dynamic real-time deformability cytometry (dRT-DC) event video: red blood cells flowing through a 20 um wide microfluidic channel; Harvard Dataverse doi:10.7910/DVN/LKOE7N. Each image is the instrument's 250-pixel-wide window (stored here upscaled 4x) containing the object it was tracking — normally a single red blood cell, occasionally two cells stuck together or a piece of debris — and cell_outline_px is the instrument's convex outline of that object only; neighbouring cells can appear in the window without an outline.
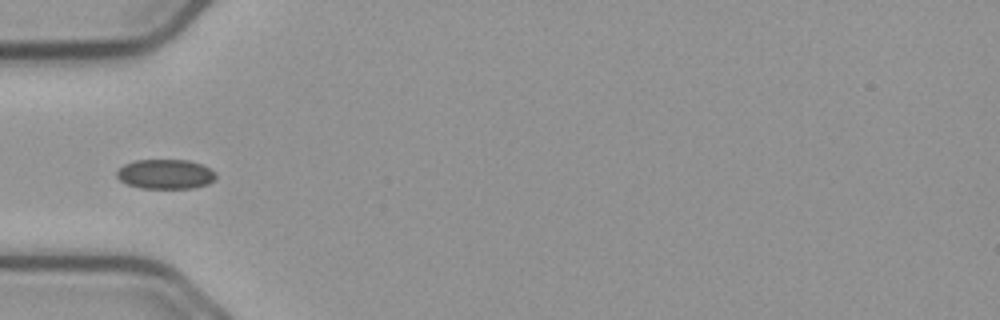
{"species": "common noctule bat (a hibernating species)", "species_latin": "Nyctalus noctula", "temperature_condition": "cold", "stored_images_in_passage": 33, "camera_frame_rate_fps": 3000, "um_per_image_px": 0.085, "animal": {"sex": "male", "body_mass_g": 23.1, "forearm_length_mm": 52.7}, "frame": {"image": 1, "passage_image": 1, "time_ms": 0.0, "image_size_px": [1000, 320], "cell_outline_px": [[216, 180], [208, 184], [192, 188], [140, 188], [128, 184], [120, 180], [116, 176], [116, 172], [124, 164], [136, 160], [188, 160], [200, 164], [216, 172]], "centroid_in_image_um": [14.07, 14.8], "position_along_channel_um": 70.9, "area_um2": 17.11}}
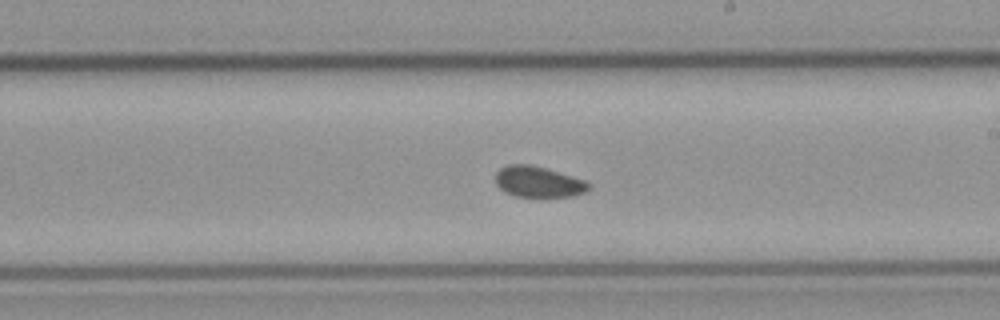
{"frame": {"image": 2, "passage_image": 15, "time_ms": 4.667, "image_size_px": [1000, 320], "cell_outline_px": [[592, 184], [584, 192], [572, 196], [544, 200], [516, 196], [504, 192], [496, 184], [496, 172], [500, 168], [508, 164], [532, 164], [572, 176], [584, 180]], "centroid_in_image_um": [45.75, 15.5], "position_along_channel_um": 243.2, "area_um2": 17.46}}
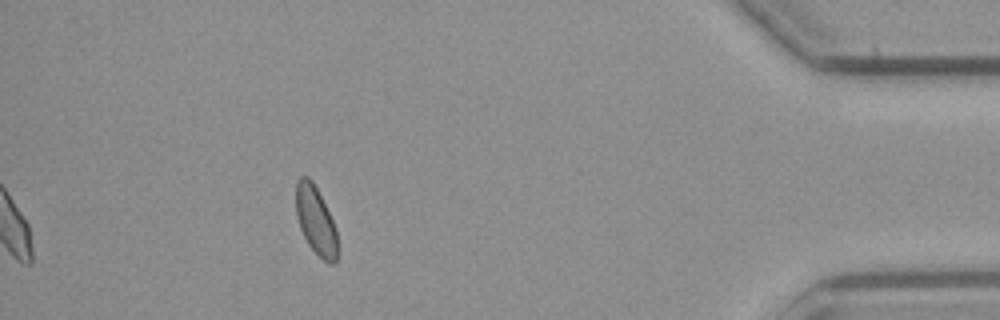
{"frame": {"image": 3, "passage_image": 33, "time_ms": 10.667, "image_size_px": [1000, 320], "cell_outline_px": [[336, 260], [332, 264], [328, 264], [308, 244], [300, 228], [296, 216], [296, 180], [300, 176], [308, 176], [312, 180], [336, 228]], "centroid_in_image_um": [26.8, 18.71], "position_along_channel_um": 408.4, "area_um2": 16.13}, "authors_computed_cell_mechanics": {"area_um2": 16.8776, "velocity_mm_per_s": 3.6673, "shape_relaxation_time_tau1_ms": 2.1416, "shape_relaxation_time_tau2_ms": 10.9267, "deformation_change_tau1": 0.0321, "deformation_change_tau2": 0.0785}}